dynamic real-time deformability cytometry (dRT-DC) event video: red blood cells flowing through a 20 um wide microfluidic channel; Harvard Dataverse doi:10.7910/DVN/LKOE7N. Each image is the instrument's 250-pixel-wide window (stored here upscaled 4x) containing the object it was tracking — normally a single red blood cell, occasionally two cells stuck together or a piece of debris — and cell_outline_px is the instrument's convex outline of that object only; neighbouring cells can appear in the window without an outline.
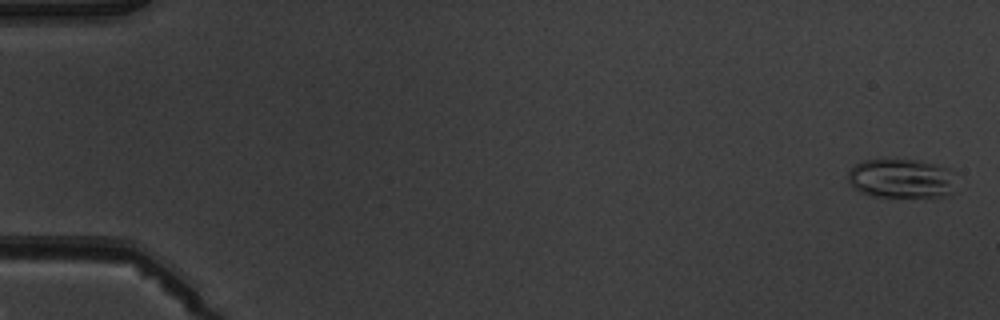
{"species": "common noctule bat (a hibernating species)", "species_latin": "Nyctalus noctula", "temperature_condition": "warm", "stored_images_in_passage": 7, "camera_frame_rate_fps": 3000, "um_per_image_px": 0.085, "animal": {"sex": "male", "body_mass_g": 19.5, "forearm_length_mm": 54.6}, "frame": {"image": 1, "passage_image": 1, "time_ms": 0.0, "image_size_px": [1000, 320], "cell_outline_px": [[948, 196], [868, 196], [852, 188], [848, 180], [848, 172], [856, 164], [864, 160], [916, 160], [948, 168]], "centroid_in_image_um": [76.42, 15.17], "position_along_channel_um": 8.6, "area_um2": 23.7}}
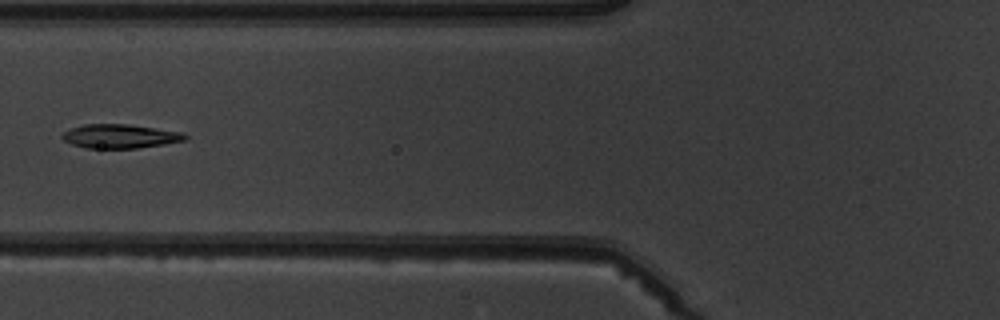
{"frame": {"image": 2, "passage_image": 6, "time_ms": 6.667, "image_size_px": [1000, 320], "cell_outline_px": [[188, 140], [164, 144], [136, 148], [88, 148], [72, 144], [64, 140], [60, 136], [64, 132], [72, 128], [84, 124], [128, 124], [184, 132], [188, 136]], "centroid_in_image_um": [10.25, 11.57], "position_along_channel_um": 115.6, "area_um2": 17.17}}
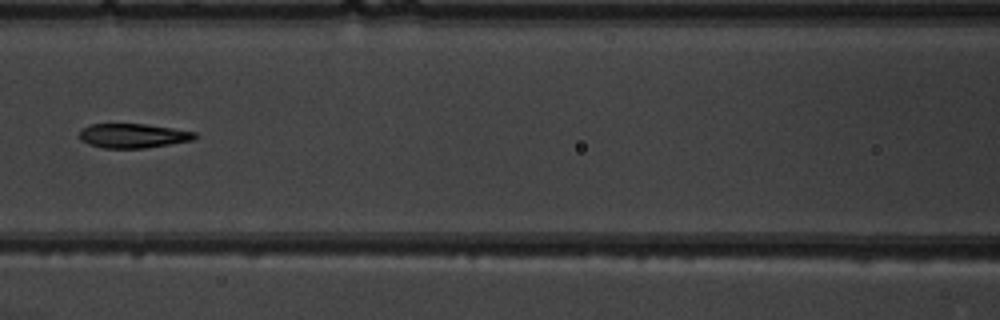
{"frame": {"image": 3, "passage_image": 7, "time_ms": 7.667, "image_size_px": [1000, 320], "cell_outline_px": [[196, 136], [192, 140], [144, 148], [104, 148], [88, 144], [80, 140], [80, 128], [92, 124], [144, 124], [172, 128], [196, 132]], "centroid_in_image_um": [11.26, 11.53], "position_along_channel_um": 155.3, "area_um2": 16.24}}